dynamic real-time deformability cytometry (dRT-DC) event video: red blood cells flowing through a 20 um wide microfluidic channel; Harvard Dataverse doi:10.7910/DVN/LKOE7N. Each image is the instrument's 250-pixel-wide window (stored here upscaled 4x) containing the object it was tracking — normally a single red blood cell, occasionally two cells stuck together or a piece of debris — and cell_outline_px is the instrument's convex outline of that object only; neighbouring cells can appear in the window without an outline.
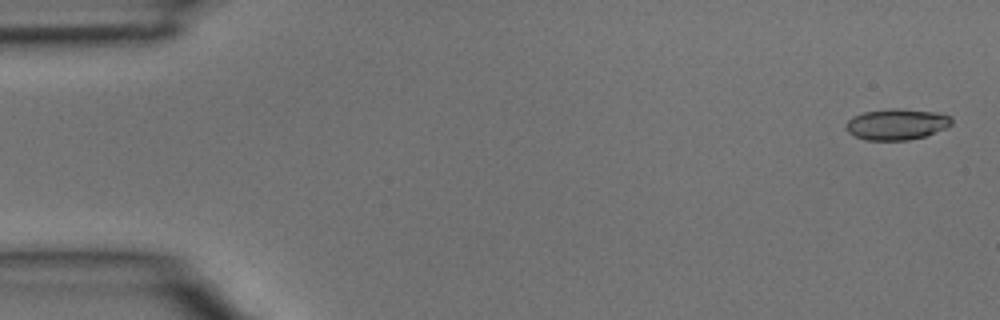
{"species": "common noctule bat (a hibernating species)", "species_latin": "Nyctalus noctula", "temperature_condition": "room temperature", "stored_images_in_passage": 5, "camera_frame_rate_fps": 3000, "um_per_image_px": 0.085, "animal": {"sex": "male", "body_mass_g": 15.6}, "frame": {"image": 1, "passage_image": 1, "time_ms": 0.0, "image_size_px": [1000, 320], "cell_outline_px": [[952, 124], [944, 128], [924, 136], [908, 140], [868, 140], [856, 136], [848, 132], [844, 128], [844, 124], [852, 116], [864, 112], [896, 108], [900, 108], [936, 112], [952, 116]], "centroid_in_image_um": [76.2, 10.55], "position_along_channel_um": 8.8, "area_um2": 19.07}}
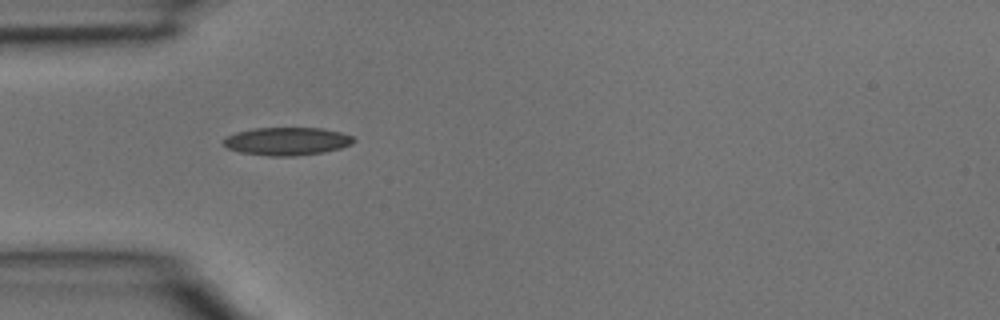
{"frame": {"image": 2, "passage_image": 4, "time_ms": 1.0, "image_size_px": [1000, 320], "cell_outline_px": [[356, 140], [352, 144], [340, 148], [324, 152], [292, 156], [268, 156], [240, 152], [228, 148], [220, 140], [236, 132], [252, 128], [324, 128], [340, 132], [352, 136]], "centroid_in_image_um": [24.38, 12.0], "position_along_channel_um": 60.6, "area_um2": 21.27}}
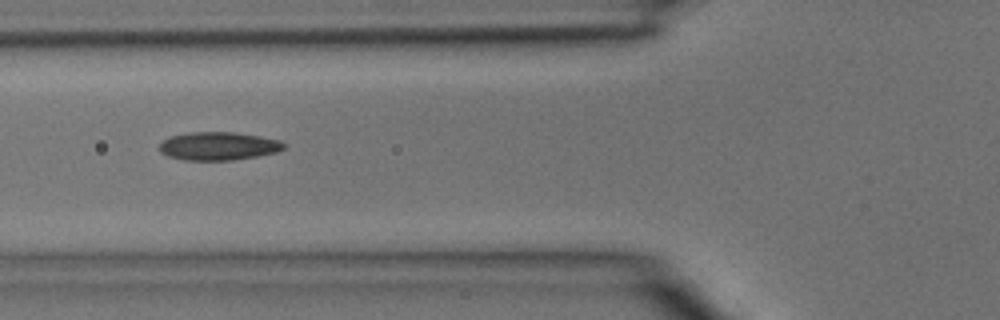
{"frame": {"image": 3, "passage_image": 5, "time_ms": 1.333, "image_size_px": [1000, 320], "cell_outline_px": [[284, 148], [276, 152], [256, 156], [232, 160], [184, 160], [168, 156], [160, 152], [160, 144], [164, 140], [172, 136], [188, 132], [232, 132], [260, 136], [280, 140], [284, 144]], "centroid_in_image_um": [18.55, 12.41], "position_along_channel_um": 107.2, "area_um2": 20.29}}